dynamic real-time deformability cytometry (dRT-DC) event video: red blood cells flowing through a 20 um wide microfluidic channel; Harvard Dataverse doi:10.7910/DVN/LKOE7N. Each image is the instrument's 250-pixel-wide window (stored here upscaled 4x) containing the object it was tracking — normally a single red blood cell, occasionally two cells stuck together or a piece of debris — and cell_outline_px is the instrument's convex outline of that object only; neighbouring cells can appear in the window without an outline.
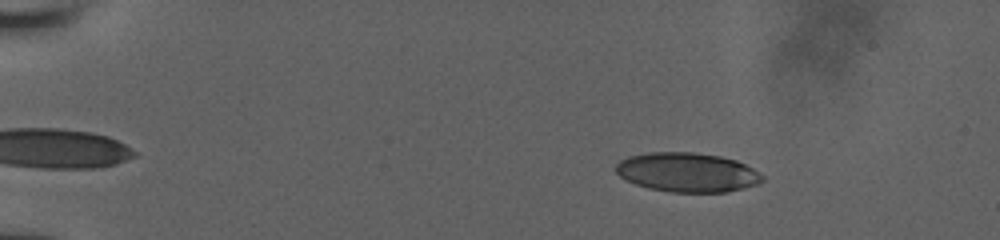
{"species": "human", "species_latin": "Homo sapiens", "temperature_condition": "room temperature", "stored_images_in_passage": 9, "camera_frame_rate_fps": 3000, "um_per_image_px": 0.085, "donor": {"sex": "male"}, "frame": {"image": 1, "passage_image": 2, "time_ms": 0.333, "image_size_px": [1000, 240], "cell_outline_px": [[764, 180], [756, 184], [724, 192], [672, 192], [648, 188], [636, 184], [620, 176], [616, 172], [616, 164], [620, 160], [628, 156], [648, 152], [692, 152], [720, 156], [736, 160], [752, 168], [764, 176]], "centroid_in_image_um": [58.39, 14.64], "position_along_channel_um": 26.6, "area_um2": 33.35}}
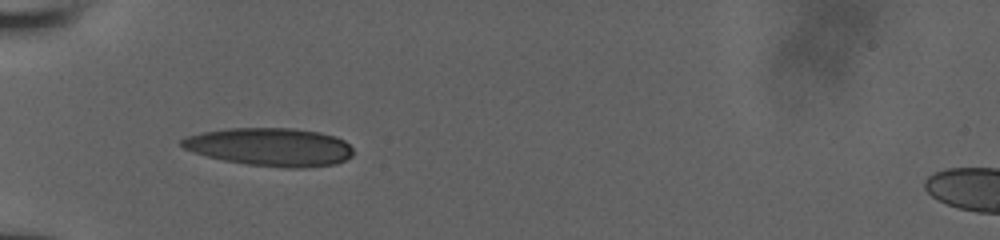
{"frame": {"image": 2, "passage_image": 7, "time_ms": 3.667, "image_size_px": [1000, 240], "cell_outline_px": [[352, 156], [336, 164], [300, 168], [284, 168], [248, 164], [224, 160], [192, 152], [184, 148], [180, 144], [180, 140], [188, 136], [204, 132], [228, 128], [296, 128], [320, 132], [336, 136], [344, 140], [352, 148]], "centroid_in_image_um": [22.99, 12.49], "position_along_channel_um": 62.0, "area_um2": 38.09}}
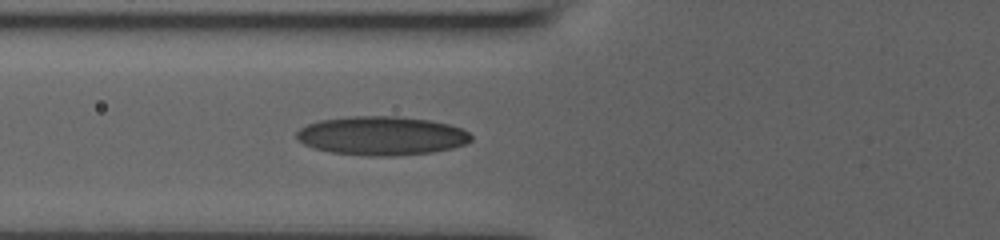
{"frame": {"image": 3, "passage_image": 9, "time_ms": 4.667, "image_size_px": [1000, 240], "cell_outline_px": [[472, 140], [464, 144], [452, 148], [432, 152], [396, 156], [368, 156], [332, 152], [312, 148], [296, 140], [296, 132], [300, 128], [308, 124], [320, 120], [348, 116], [396, 116], [428, 120], [448, 124], [460, 128], [468, 132], [472, 136]], "centroid_in_image_um": [32.41, 11.54], "position_along_channel_um": 93.4, "area_um2": 39.59}}